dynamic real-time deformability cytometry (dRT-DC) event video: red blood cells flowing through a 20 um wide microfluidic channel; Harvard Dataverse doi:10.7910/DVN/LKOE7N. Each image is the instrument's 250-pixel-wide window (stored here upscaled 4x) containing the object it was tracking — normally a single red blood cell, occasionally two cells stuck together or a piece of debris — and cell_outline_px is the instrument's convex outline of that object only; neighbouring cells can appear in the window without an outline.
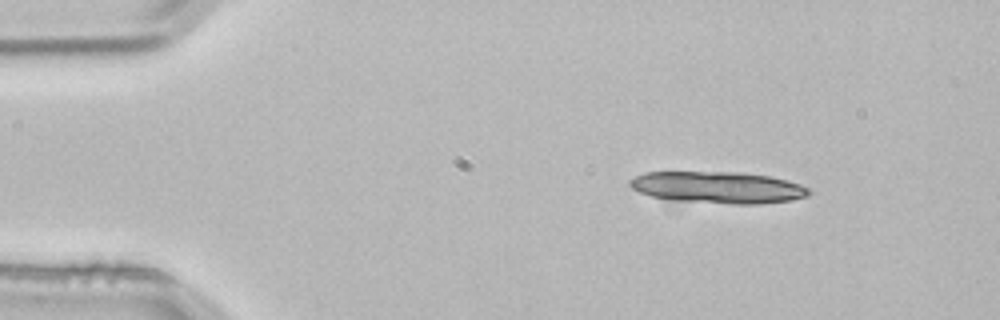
{"species": "common noctule bat (a hibernating species)", "species_latin": "Nyctalus noctula", "temperature_condition": "room temperature", "stored_images_in_passage": 4, "camera_frame_rate_fps": 3000, "um_per_image_px": 0.085, "animal": {"sex": "male", "body_mass_g": 21.5, "forearm_length_mm": 52.0}, "frame": {"image": 1, "passage_image": 2, "time_ms": 0.333, "image_size_px": [1000, 320], "cell_outline_px": [[812, 192], [808, 196], [792, 200], [760, 204], [732, 204], [668, 200], [652, 196], [640, 192], [632, 188], [628, 184], [628, 180], [644, 172], [740, 172], [768, 176], [800, 184], [808, 188]], "centroid_in_image_um": [61.01, 15.94], "position_along_channel_um": 24.0, "area_um2": 33.23}}